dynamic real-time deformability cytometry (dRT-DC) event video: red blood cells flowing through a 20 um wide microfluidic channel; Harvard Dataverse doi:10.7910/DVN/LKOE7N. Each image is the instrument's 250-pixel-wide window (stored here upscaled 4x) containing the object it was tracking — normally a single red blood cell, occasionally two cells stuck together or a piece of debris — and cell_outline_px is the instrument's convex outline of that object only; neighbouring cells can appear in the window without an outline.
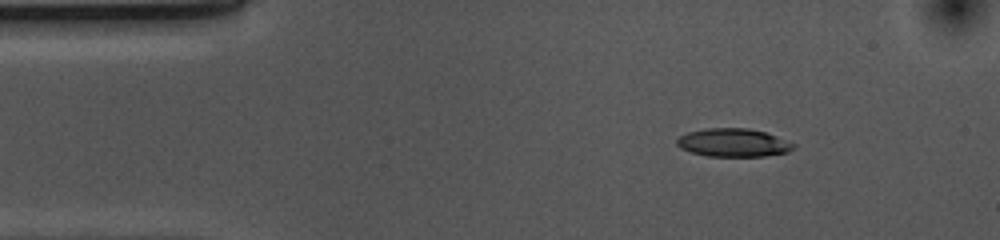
{"species": "common noctule bat (a hibernating species)", "species_latin": "Nyctalus noctula", "temperature_condition": "cold", "stored_images_in_passage": 47, "camera_frame_rate_fps": 3000, "um_per_image_px": 0.085, "animal": {"sex": "female", "body_mass_g": 10.0, "forearm_length_mm": 53.1}, "frame": {"image": 1, "passage_image": 1, "time_ms": 0.0, "image_size_px": [1000, 240], "cell_outline_px": [[796, 148], [788, 152], [764, 156], [708, 156], [692, 152], [680, 148], [676, 144], [676, 140], [680, 136], [688, 132], [704, 128], [748, 128], [764, 132], [776, 136], [796, 144]], "centroid_in_image_um": [62.34, 12.12], "position_along_channel_um": 22.7, "area_um2": 19.19}}
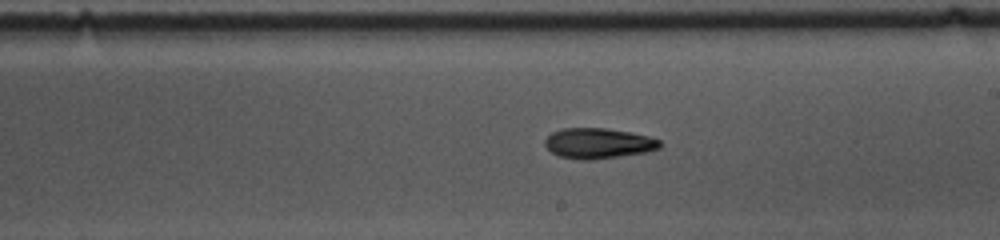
{"frame": {"image": 2, "passage_image": 23, "time_ms": 7.333, "image_size_px": [1000, 240], "cell_outline_px": [[664, 144], [660, 148], [648, 152], [592, 160], [580, 160], [560, 156], [552, 152], [544, 144], [544, 140], [552, 132], [560, 128], [608, 128], [632, 132], [648, 136], [660, 140]], "centroid_in_image_um": [50.89, 12.17], "position_along_channel_um": 238.1, "area_um2": 20.63}}
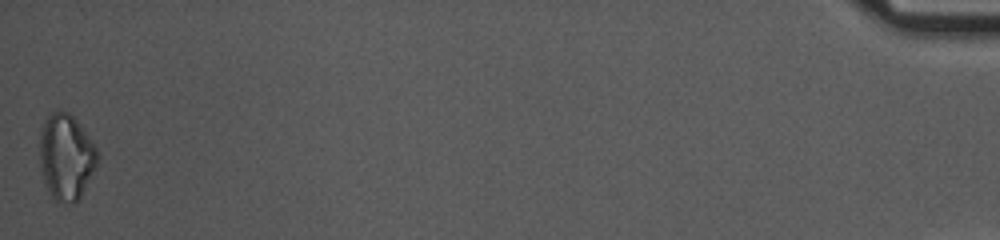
{"frame": {"image": 3, "passage_image": 47, "time_ms": 15.333, "image_size_px": [1000, 240], "cell_outline_px": [[100, 156], [96, 168], [80, 200], [72, 204], [56, 200], [52, 196], [44, 180], [40, 168], [40, 132], [44, 120], [56, 108], [60, 108], [68, 112], [80, 124], [96, 148]], "centroid_in_image_um": [5.64, 13.32], "position_along_channel_um": 429.6, "area_um2": 29.25}, "authors_computed_cell_mechanics": {"area_um2": 20.1144, "velocity_mm_per_s": 3.6806, "shape_relaxation_time_tau1_ms": 2.409, "shape_relaxation_time_tau2_ms": null, "deformation_change_tau1": 0.1029, "deformation_change_tau2": null}}